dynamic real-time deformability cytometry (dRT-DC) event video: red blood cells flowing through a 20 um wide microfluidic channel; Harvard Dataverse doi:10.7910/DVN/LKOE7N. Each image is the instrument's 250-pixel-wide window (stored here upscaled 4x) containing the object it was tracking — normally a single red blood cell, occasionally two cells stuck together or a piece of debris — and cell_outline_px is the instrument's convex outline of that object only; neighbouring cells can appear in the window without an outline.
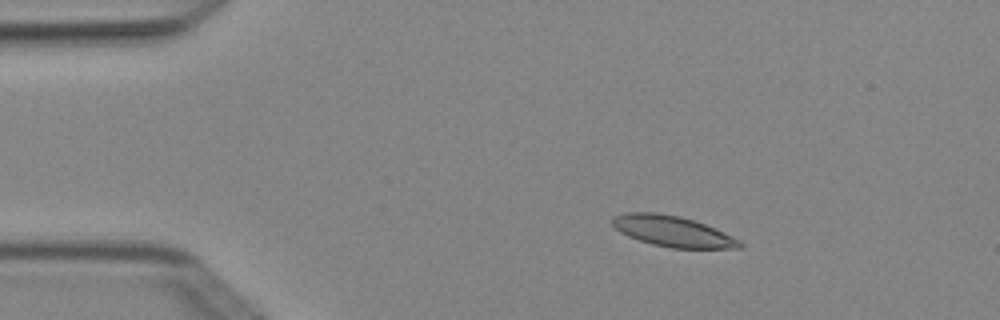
{"species": "Egyptian fruit bat (a non-hibernating species)", "species_latin": "Rousettus aegyptiacus", "temperature_condition": "cold", "stored_images_in_passage": 5, "camera_frame_rate_fps": 3000, "um_per_image_px": 0.085, "animal": {"sex": "female"}, "frame": {"image": 1, "passage_image": 2, "time_ms": 0.333, "image_size_px": [1000, 320], "cell_outline_px": [[744, 244], [740, 248], [672, 248], [652, 244], [628, 236], [620, 232], [608, 220], [612, 216], [624, 212], [656, 212], [680, 216], [704, 224], [740, 240]], "centroid_in_image_um": [57.1, 19.64], "position_along_channel_um": 27.9, "area_um2": 22.77}}
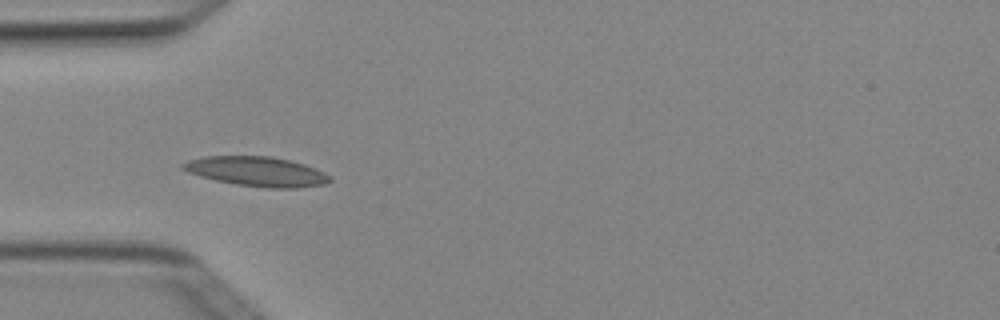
{"frame": {"image": 2, "passage_image": 4, "time_ms": 1.0, "image_size_px": [1000, 320], "cell_outline_px": [[332, 180], [324, 184], [296, 188], [268, 188], [236, 184], [216, 180], [200, 176], [188, 172], [180, 168], [180, 164], [188, 160], [204, 156], [272, 156], [304, 164], [316, 168], [332, 176]], "centroid_in_image_um": [21.83, 14.57], "position_along_channel_um": 63.2, "area_um2": 25.43}}
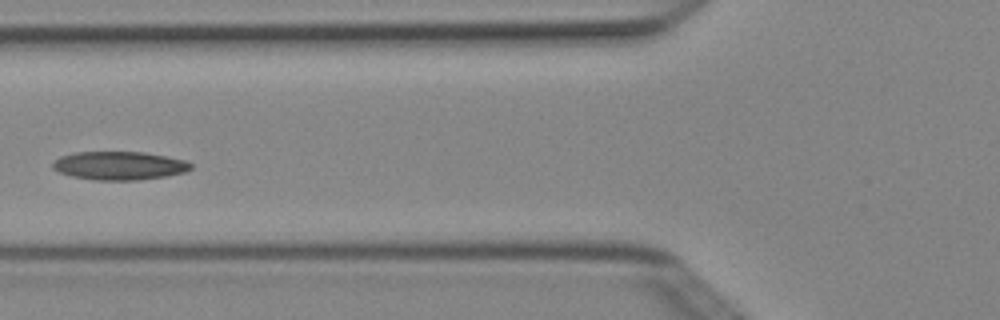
{"frame": {"image": 3, "passage_image": 5, "time_ms": 1.333, "image_size_px": [1000, 320], "cell_outline_px": [[192, 168], [184, 172], [164, 176], [140, 180], [92, 180], [72, 176], [60, 172], [52, 168], [52, 164], [60, 156], [76, 152], [144, 152], [184, 160], [192, 164]], "centroid_in_image_um": [10.12, 14.08], "position_along_channel_um": 115.7, "area_um2": 22.72}}